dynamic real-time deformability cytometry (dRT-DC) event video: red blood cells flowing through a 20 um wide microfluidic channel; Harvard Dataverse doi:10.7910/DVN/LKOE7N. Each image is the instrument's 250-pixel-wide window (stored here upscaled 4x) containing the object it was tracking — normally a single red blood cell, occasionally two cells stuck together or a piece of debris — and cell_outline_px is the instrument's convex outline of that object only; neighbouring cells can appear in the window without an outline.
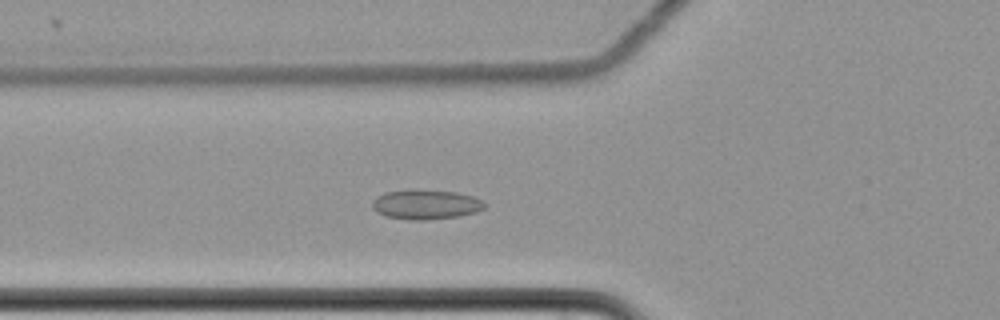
{"species": "common noctule bat (a hibernating species)", "species_latin": "Nyctalus noctula", "temperature_condition": "cold", "stored_images_in_passage": 6, "camera_frame_rate_fps": 3000, "um_per_image_px": 0.085, "animal": {"sex": "female", "body_mass_g": 22.7, "forearm_length_mm": 54.2}, "frame": {"image": 1, "passage_image": 6, "time_ms": 1.667, "image_size_px": [1000, 320], "cell_outline_px": [[484, 208], [476, 212], [456, 216], [424, 220], [412, 220], [388, 216], [376, 212], [372, 208], [372, 200], [376, 196], [384, 192], [412, 188], [456, 192], [472, 196], [484, 200]], "centroid_in_image_um": [36.15, 17.35], "position_along_channel_um": 89.6, "area_um2": 19.59}}